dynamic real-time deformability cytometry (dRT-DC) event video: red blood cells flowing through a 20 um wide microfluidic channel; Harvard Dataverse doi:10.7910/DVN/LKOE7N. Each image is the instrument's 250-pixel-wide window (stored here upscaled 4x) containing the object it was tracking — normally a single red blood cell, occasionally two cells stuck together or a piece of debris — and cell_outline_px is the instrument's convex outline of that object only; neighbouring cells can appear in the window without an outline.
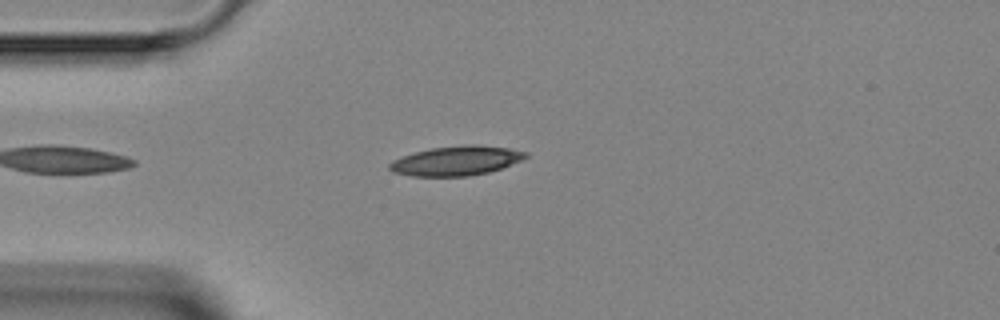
{"species": "Egyptian fruit bat (a non-hibernating species)", "species_latin": "Rousettus aegyptiacus", "temperature_condition": "room temperature", "stored_images_in_passage": 3, "camera_frame_rate_fps": 3000, "um_per_image_px": 0.085, "animal": {"sex": "female"}, "frame": {"image": 1, "passage_image": 3, "time_ms": 3.0, "image_size_px": [1000, 320], "cell_outline_px": [[528, 156], [520, 160], [500, 168], [488, 172], [468, 176], [412, 176], [392, 172], [388, 168], [388, 164], [392, 160], [416, 152], [432, 148], [472, 144], [476, 144], [508, 148], [528, 152]], "centroid_in_image_um": [38.76, 13.67], "position_along_channel_um": 46.2, "area_um2": 23.12}}